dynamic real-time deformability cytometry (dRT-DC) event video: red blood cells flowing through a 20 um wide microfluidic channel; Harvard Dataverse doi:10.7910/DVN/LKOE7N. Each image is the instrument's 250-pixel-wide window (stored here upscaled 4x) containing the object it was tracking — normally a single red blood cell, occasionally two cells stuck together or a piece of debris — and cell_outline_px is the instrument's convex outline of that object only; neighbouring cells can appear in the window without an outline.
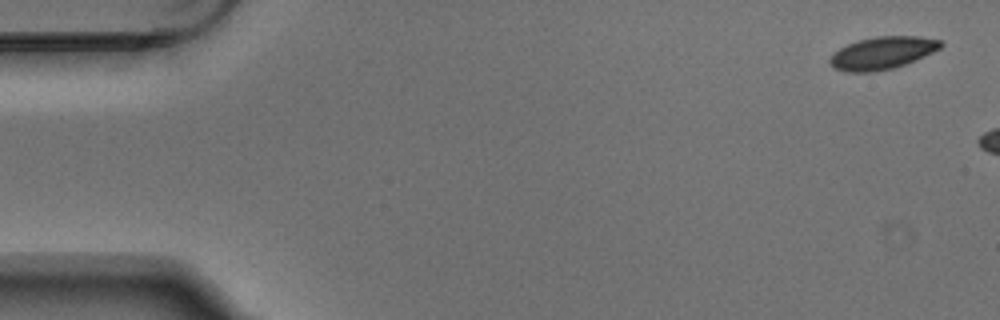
{"species": "Egyptian fruit bat (a non-hibernating species)", "species_latin": "Rousettus aegyptiacus", "temperature_condition": "warm", "stored_images_in_passage": 3, "camera_frame_rate_fps": 3000, "um_per_image_px": 0.085, "animal": {"sex": "male"}, "frame": {"image": 1, "passage_image": 1, "time_ms": 0.0, "image_size_px": [1000, 320], "cell_outline_px": [[944, 44], [940, 48], [924, 56], [904, 64], [892, 68], [872, 72], [848, 72], [832, 68], [828, 64], [828, 60], [832, 52], [856, 40], [876, 36], [920, 36], [940, 40]], "centroid_in_image_um": [74.94, 4.5], "position_along_channel_um": 10.1, "area_um2": 21.1}}